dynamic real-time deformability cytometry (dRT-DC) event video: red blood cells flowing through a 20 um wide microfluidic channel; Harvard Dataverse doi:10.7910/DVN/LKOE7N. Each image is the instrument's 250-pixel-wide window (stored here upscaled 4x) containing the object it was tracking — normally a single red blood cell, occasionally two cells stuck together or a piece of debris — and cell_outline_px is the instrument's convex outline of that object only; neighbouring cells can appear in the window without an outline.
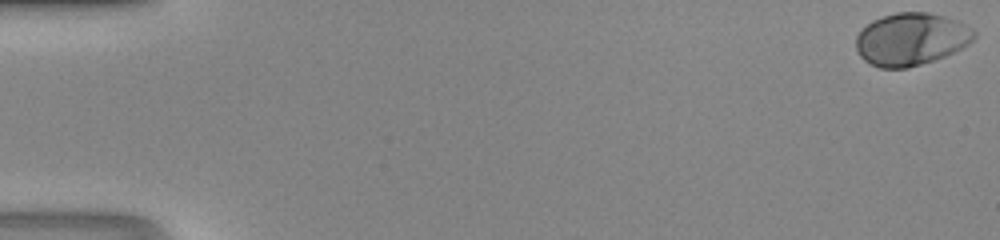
{"species": "human", "species_latin": "Homo sapiens", "temperature_condition": "room temperature", "stored_images_in_passage": 42, "camera_frame_rate_fps": 3000, "um_per_image_px": 0.085, "donor": {"sex": "male"}, "frame": {"image": 1, "passage_image": 1, "time_ms": 0.0, "image_size_px": [1000, 240], "cell_outline_px": [[976, 36], [968, 44], [944, 56], [908, 68], [880, 68], [868, 64], [860, 56], [856, 48], [856, 36], [872, 20], [896, 12], [928, 12], [944, 16], [956, 20], [972, 28], [976, 32]], "centroid_in_image_um": [77.43, 3.33], "position_along_channel_um": 7.6, "area_um2": 35.95}}
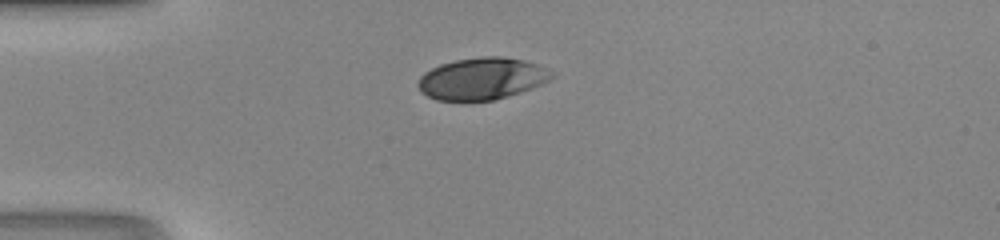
{"frame": {"image": 2, "passage_image": 14, "time_ms": 4.333, "image_size_px": [1000, 240], "cell_outline_px": [[556, 76], [532, 88], [508, 96], [492, 100], [436, 100], [420, 92], [416, 84], [420, 76], [424, 72], [440, 64], [456, 60], [484, 56], [504, 56], [524, 60], [536, 64], [552, 72]], "centroid_in_image_um": [40.93, 6.68], "position_along_channel_um": 44.1, "area_um2": 32.54}}
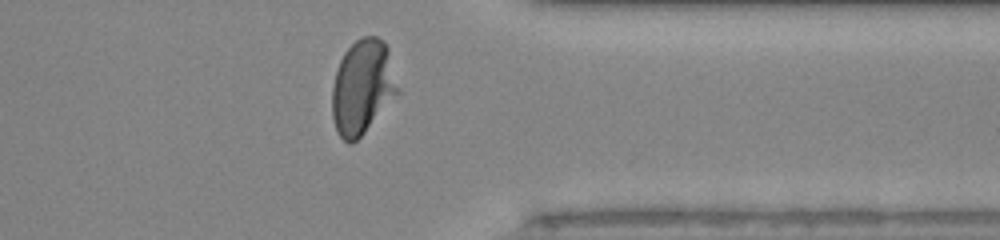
{"frame": {"image": 3, "passage_image": 39, "time_ms": 12.667, "image_size_px": [1000, 240], "cell_outline_px": [[400, 92], [364, 132], [352, 144], [348, 144], [336, 132], [332, 116], [332, 88], [336, 72], [340, 60], [344, 52], [356, 40], [364, 36], [376, 36], [384, 40], [388, 48], [400, 88]], "centroid_in_image_um": [30.82, 7.39], "position_along_channel_um": 380.6, "area_um2": 36.3}}